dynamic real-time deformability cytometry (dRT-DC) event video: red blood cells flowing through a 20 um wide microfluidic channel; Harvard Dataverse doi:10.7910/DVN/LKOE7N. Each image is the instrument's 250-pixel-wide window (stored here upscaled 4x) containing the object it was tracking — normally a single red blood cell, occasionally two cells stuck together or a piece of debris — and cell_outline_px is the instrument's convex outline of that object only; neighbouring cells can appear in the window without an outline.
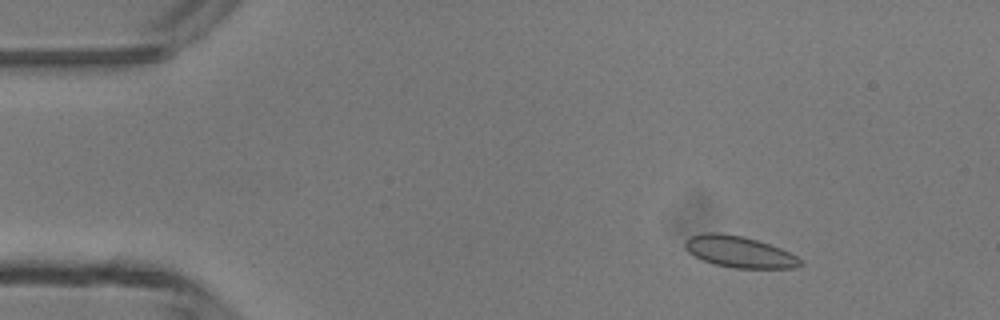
{"species": "common noctule bat (a hibernating species)", "species_latin": "Nyctalus noctula", "temperature_condition": "room temperature", "stored_images_in_passage": 3, "camera_frame_rate_fps": 3000, "um_per_image_px": 0.085, "animal": {"sex": "male", "body_mass_g": 13.3}, "frame": {"image": 1, "passage_image": 1, "time_ms": 0.0, "image_size_px": [1000, 320], "cell_outline_px": [[804, 264], [796, 268], [732, 268], [716, 264], [704, 260], [688, 252], [684, 248], [684, 240], [688, 236], [704, 232], [720, 232], [744, 236], [780, 248], [804, 260]], "centroid_in_image_um": [62.82, 21.39], "position_along_channel_um": 22.2, "area_um2": 21.27}}